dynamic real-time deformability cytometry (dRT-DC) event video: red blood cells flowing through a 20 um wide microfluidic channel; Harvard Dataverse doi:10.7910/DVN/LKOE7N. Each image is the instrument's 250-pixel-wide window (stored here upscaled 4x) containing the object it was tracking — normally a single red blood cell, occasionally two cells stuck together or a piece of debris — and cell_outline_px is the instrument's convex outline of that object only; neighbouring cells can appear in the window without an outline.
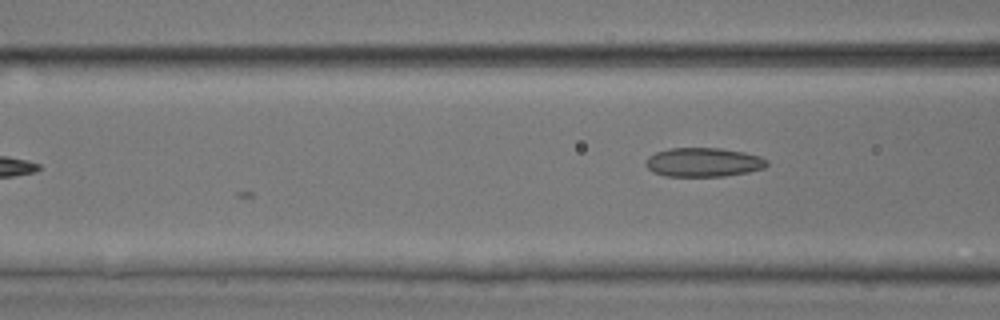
{"species": "common noctule bat (a hibernating species)", "species_latin": "Nyctalus noctula", "temperature_condition": "room temperature", "stored_images_in_passage": 6, "camera_frame_rate_fps": 3000, "um_per_image_px": 0.085, "animal": {"sex": "male", "body_mass_g": 17.9, "forearm_length_mm": 54.2}, "frame": {"image": 1, "passage_image": 6, "time_ms": 1.667, "image_size_px": [1000, 320], "cell_outline_px": [[768, 164], [764, 168], [748, 172], [724, 176], [664, 176], [652, 172], [644, 164], [648, 156], [656, 152], [672, 148], [720, 148], [744, 152], [760, 156], [768, 160]], "centroid_in_image_um": [59.78, 13.79], "position_along_channel_um": 106.8, "area_um2": 20.58}}